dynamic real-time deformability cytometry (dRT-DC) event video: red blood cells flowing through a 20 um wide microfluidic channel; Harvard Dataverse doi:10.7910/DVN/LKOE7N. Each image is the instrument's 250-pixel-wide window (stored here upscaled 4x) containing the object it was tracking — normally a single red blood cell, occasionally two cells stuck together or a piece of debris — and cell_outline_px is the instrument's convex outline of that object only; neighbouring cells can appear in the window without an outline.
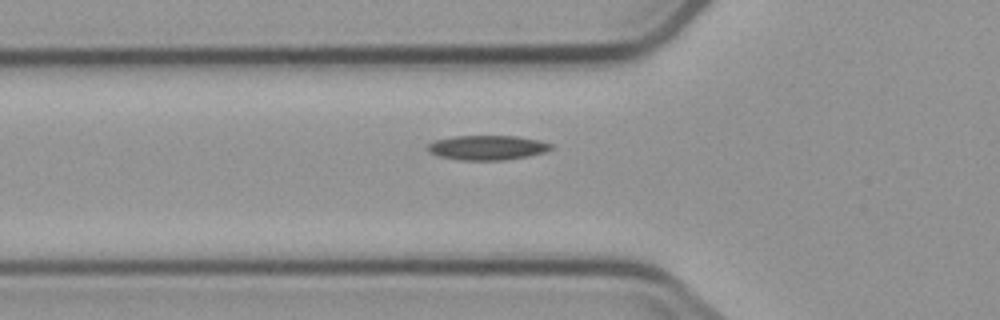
{"species": "common noctule bat (a hibernating species)", "species_latin": "Nyctalus noctula", "temperature_condition": "cold", "stored_images_in_passage": 5, "camera_frame_rate_fps": 3000, "um_per_image_px": 0.085, "animal": {"sex": "male", "body_mass_g": 23.1, "forearm_length_mm": 52.7}, "frame": {"image": 1, "passage_image": 5, "time_ms": 5.667, "image_size_px": [1000, 320], "cell_outline_px": [[552, 148], [544, 152], [528, 156], [504, 160], [460, 160], [440, 156], [428, 152], [428, 144], [436, 140], [452, 136], [516, 136], [540, 140], [552, 144]], "centroid_in_image_um": [41.42, 12.54], "position_along_channel_um": 84.4, "area_um2": 17.63}}